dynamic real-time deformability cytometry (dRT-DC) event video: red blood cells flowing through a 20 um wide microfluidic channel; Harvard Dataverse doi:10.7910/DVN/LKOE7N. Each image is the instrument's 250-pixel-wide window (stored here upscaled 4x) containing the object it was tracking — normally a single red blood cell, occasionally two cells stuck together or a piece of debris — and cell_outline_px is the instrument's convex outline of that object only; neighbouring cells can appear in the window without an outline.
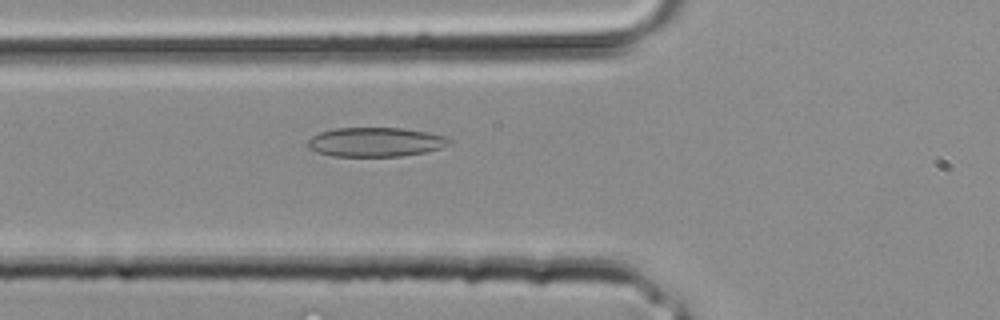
{"species": "common noctule bat (a hibernating species)", "species_latin": "Nyctalus noctula", "temperature_condition": "room temperature", "stored_images_in_passage": 22, "camera_frame_rate_fps": 3000, "um_per_image_px": 0.085, "animal": {"sex": "male", "body_mass_g": 20.4}, "frame": {"image": 1, "passage_image": 4, "time_ms": 1.0, "image_size_px": [1000, 320], "cell_outline_px": [[452, 140], [448, 144], [440, 148], [424, 152], [400, 156], [332, 156], [316, 152], [308, 148], [308, 140], [312, 136], [320, 132], [332, 128], [404, 128], [428, 132], [448, 136]], "centroid_in_image_um": [31.91, 12.06], "position_along_channel_um": 93.9, "area_um2": 24.22}}
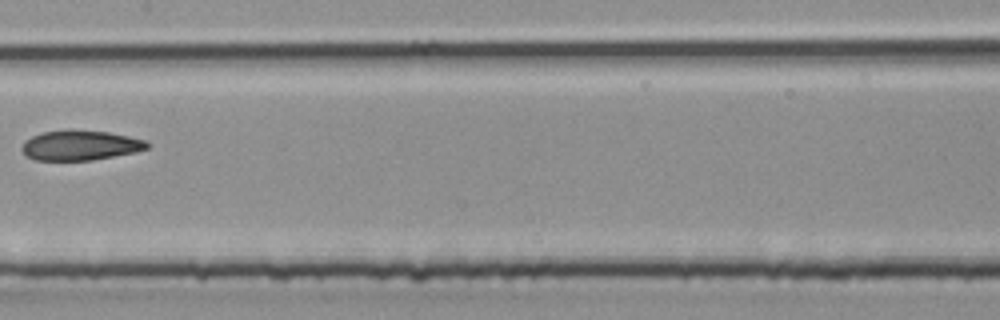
{"frame": {"image": 2, "passage_image": 9, "time_ms": 2.667, "image_size_px": [1000, 320], "cell_outline_px": [[148, 148], [136, 152], [92, 160], [36, 160], [28, 156], [20, 148], [24, 140], [40, 132], [72, 128], [108, 132], [148, 140]], "centroid_in_image_um": [6.81, 12.33], "position_along_channel_um": 200.6, "area_um2": 22.2}}
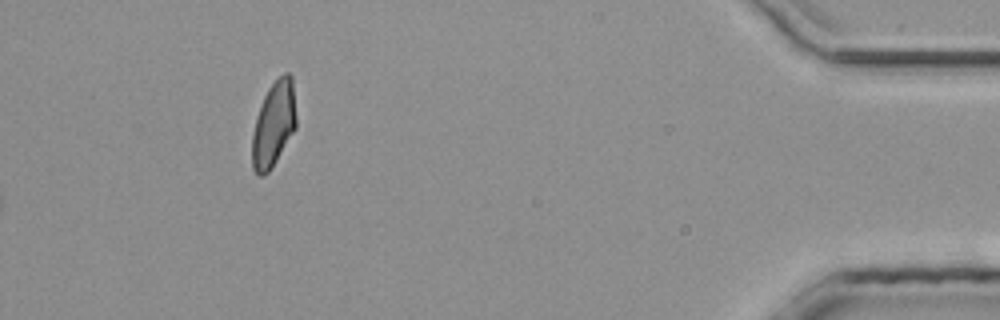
{"frame": {"image": 3, "passage_image": 22, "time_ms": 7.0, "image_size_px": [1000, 320], "cell_outline_px": [[296, 128], [272, 168], [264, 176], [260, 176], [252, 168], [252, 132], [256, 116], [264, 96], [268, 88], [284, 72], [288, 72], [292, 76], [296, 116]], "centroid_in_image_um": [23.26, 10.57], "position_along_channel_um": 411.9, "area_um2": 22.02}}